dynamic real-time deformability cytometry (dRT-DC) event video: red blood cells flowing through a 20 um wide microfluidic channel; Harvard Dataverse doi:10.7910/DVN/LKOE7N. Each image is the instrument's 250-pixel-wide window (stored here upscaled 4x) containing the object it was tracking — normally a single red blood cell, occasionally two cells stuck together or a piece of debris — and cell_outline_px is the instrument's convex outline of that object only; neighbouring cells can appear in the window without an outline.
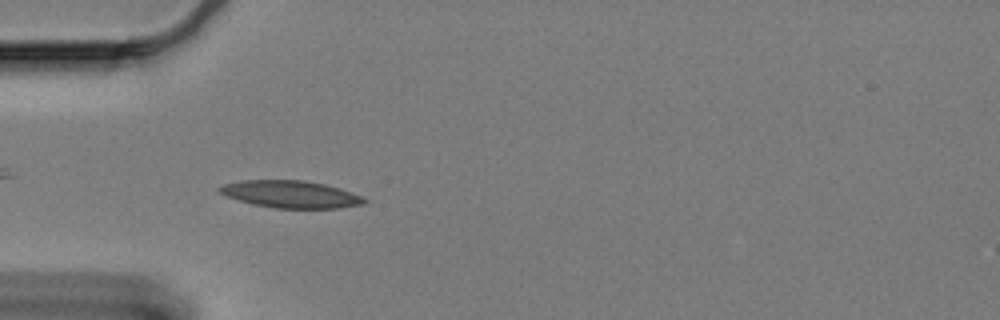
{"species": "Egyptian fruit bat (a non-hibernating species)", "species_latin": "Rousettus aegyptiacus", "temperature_condition": "cold", "stored_images_in_passage": 41, "camera_frame_rate_fps": 3000, "um_per_image_px": 0.085, "animal": {"sex": "female"}, "frame": {"image": 1, "passage_image": 6, "time_ms": 1.667, "image_size_px": [1000, 320], "cell_outline_px": [[368, 204], [340, 208], [276, 208], [252, 204], [228, 196], [220, 192], [216, 188], [224, 184], [240, 180], [304, 180], [324, 184], [340, 188], [360, 196], [368, 200]], "centroid_in_image_um": [24.74, 16.51], "position_along_channel_um": 60.3, "area_um2": 22.95}}
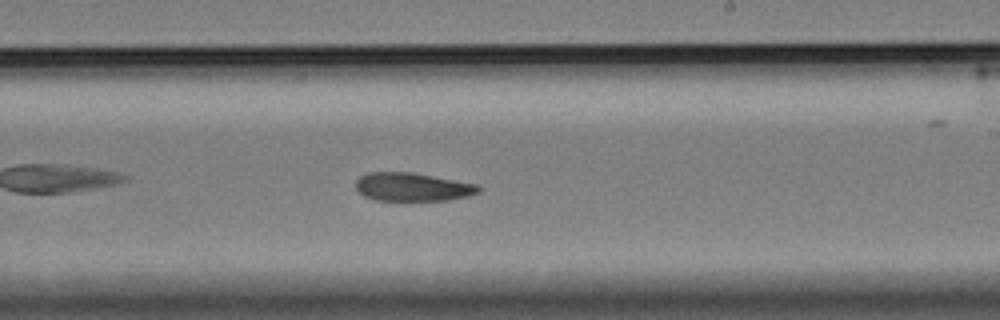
{"frame": {"image": 2, "passage_image": 24, "time_ms": 7.667, "image_size_px": [1000, 320], "cell_outline_px": [[480, 192], [468, 196], [448, 200], [376, 200], [364, 196], [356, 188], [356, 180], [360, 176], [368, 172], [412, 172], [476, 184], [480, 188]], "centroid_in_image_um": [35.04, 15.89], "position_along_channel_um": 254.0, "area_um2": 20.17}}
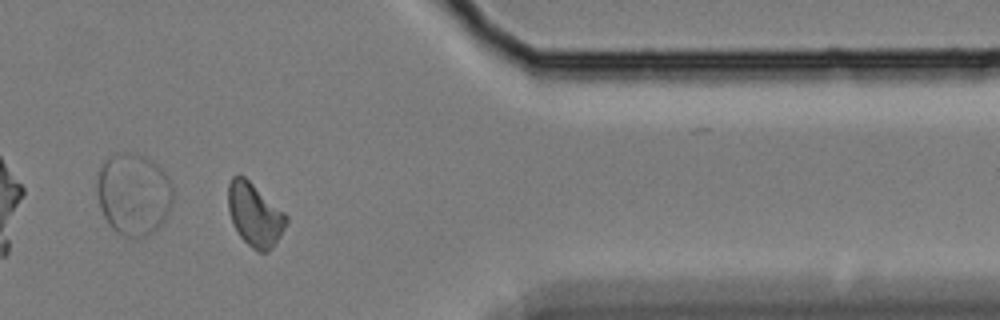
{"frame": {"image": 3, "passage_image": 38, "time_ms": 12.333, "image_size_px": [1000, 320], "cell_outline_px": [[288, 220], [280, 236], [272, 248], [268, 252], [256, 252], [240, 236], [232, 224], [228, 212], [228, 184], [232, 176], [244, 176], [284, 212], [288, 216]], "centroid_in_image_um": [21.64, 18.27], "position_along_channel_um": 389.8, "area_um2": 21.33}, "authors_computed_cell_mechanics": {"area_um2": 21.3282, "velocity_mm_per_s": 3.2723, "shape_relaxation_time_tau1_ms": 10.4016, "shape_relaxation_time_tau2_ms": null, "deformation_change_tau1": 0.1735, "deformation_change_tau2": null}}